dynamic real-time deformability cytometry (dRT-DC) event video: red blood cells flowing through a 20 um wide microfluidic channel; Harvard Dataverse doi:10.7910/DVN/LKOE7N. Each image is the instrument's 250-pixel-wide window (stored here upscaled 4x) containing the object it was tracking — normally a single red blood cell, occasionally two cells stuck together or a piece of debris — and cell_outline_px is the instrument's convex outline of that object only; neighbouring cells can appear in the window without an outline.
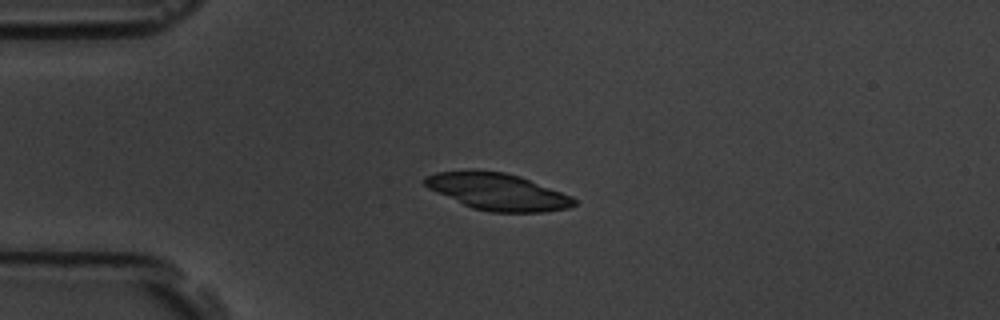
{"species": "common noctule bat (a hibernating species)", "species_latin": "Nyctalus noctula", "temperature_condition": "room temperature", "stored_images_in_passage": 8, "camera_frame_rate_fps": 3000, "um_per_image_px": 0.085, "animal": {"sex": "male", "body_mass_g": 19.5, "forearm_length_mm": 54.6}, "frame": {"image": 1, "passage_image": 1, "time_ms": 0.0, "image_size_px": [1000, 320], "cell_outline_px": [[576, 204], [568, 208], [544, 212], [492, 212], [472, 208], [428, 188], [424, 184], [424, 176], [436, 172], [504, 172], [520, 176], [572, 196], [576, 200]], "centroid_in_image_um": [42.34, 16.32], "position_along_channel_um": 42.7, "area_um2": 31.33}}